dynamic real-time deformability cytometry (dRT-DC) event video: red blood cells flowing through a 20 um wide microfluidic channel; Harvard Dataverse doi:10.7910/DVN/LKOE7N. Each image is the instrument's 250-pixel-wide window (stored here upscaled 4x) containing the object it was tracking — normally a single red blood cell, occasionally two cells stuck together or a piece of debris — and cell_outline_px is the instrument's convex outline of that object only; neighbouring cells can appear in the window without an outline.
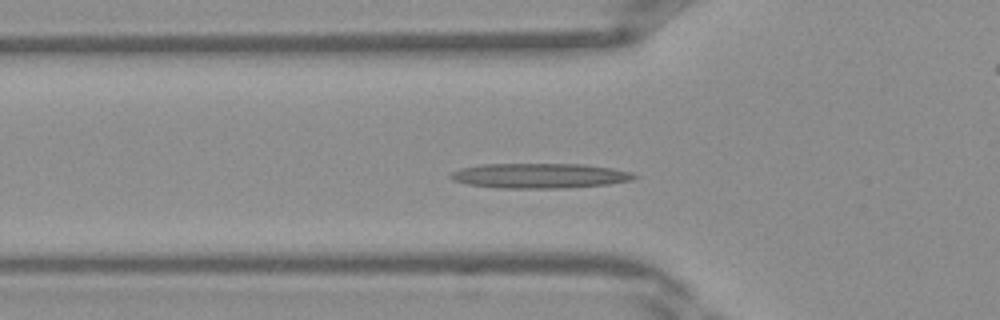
{"species": "Egyptian fruit bat (a non-hibernating species)", "species_latin": "Rousettus aegyptiacus", "temperature_condition": "warm", "stored_images_in_passage": 39, "camera_frame_rate_fps": 3000, "um_per_image_px": 0.085, "frame": {"image": 1, "passage_image": 12, "time_ms": 3.667, "image_size_px": [1000, 320], "cell_outline_px": [[640, 176], [632, 180], [608, 184], [564, 188], [500, 188], [468, 184], [452, 180], [448, 176], [452, 172], [460, 168], [484, 164], [584, 164], [612, 168], [632, 172]], "centroid_in_image_um": [45.89, 14.93], "position_along_channel_um": 79.9, "area_um2": 26.76}}
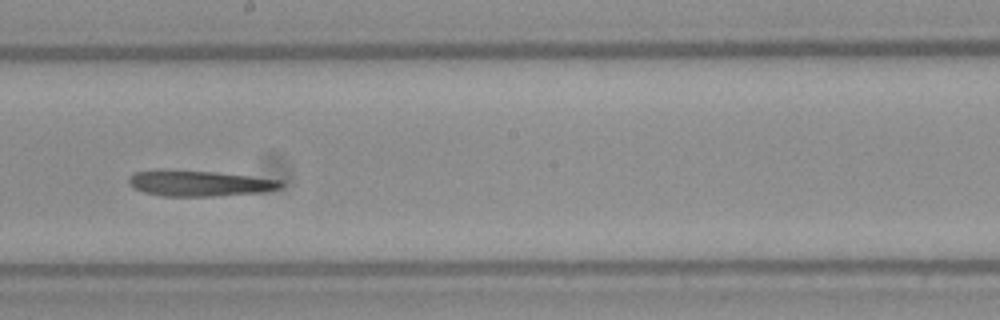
{"frame": {"image": 2, "passage_image": 21, "time_ms": 6.667, "image_size_px": [1000, 320], "cell_outline_px": [[284, 184], [280, 188], [264, 192], [216, 196], [164, 196], [144, 192], [128, 184], [128, 176], [136, 172], [216, 172], [252, 176], [280, 180]], "centroid_in_image_um": [17.04, 15.62], "position_along_channel_um": 231.2, "area_um2": 22.02}}
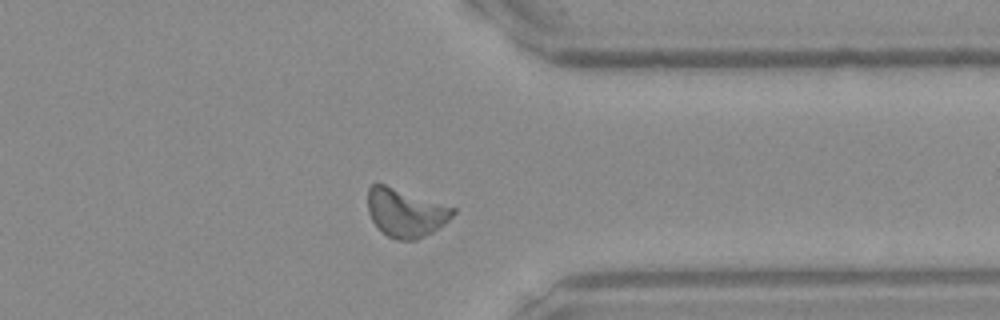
{"frame": {"image": 3, "passage_image": 30, "time_ms": 9.667, "image_size_px": [1000, 320], "cell_outline_px": [[456, 212], [444, 224], [432, 232], [416, 240], [396, 240], [388, 236], [372, 220], [368, 212], [368, 188], [372, 184], [384, 184], [456, 208]], "centroid_in_image_um": [34.48, 18.08], "position_along_channel_um": 376.9, "area_um2": 23.7}}